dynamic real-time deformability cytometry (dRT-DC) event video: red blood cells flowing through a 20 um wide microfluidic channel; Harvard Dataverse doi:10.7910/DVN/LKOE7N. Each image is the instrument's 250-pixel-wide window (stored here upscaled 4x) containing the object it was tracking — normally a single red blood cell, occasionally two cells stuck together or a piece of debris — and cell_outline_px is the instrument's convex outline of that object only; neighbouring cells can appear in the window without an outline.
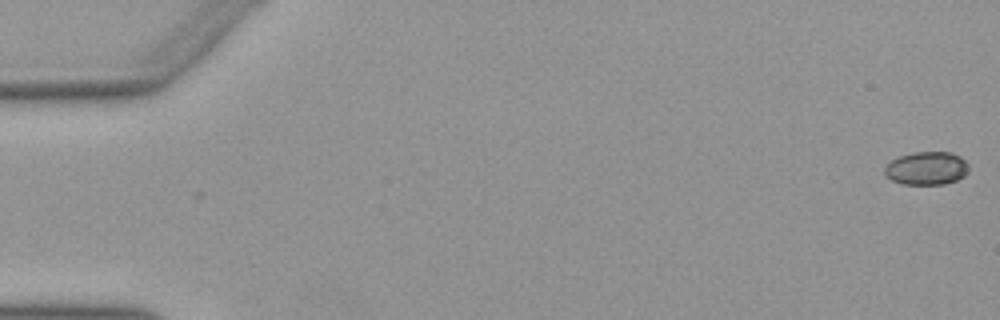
{"species": "Egyptian fruit bat (a non-hibernating species)", "species_latin": "Rousettus aegyptiacus", "temperature_condition": "warm", "stored_images_in_passage": 52, "camera_frame_rate_fps": 3000, "um_per_image_px": 0.085, "animal": {"sex": "female"}, "frame": {"image": 1, "passage_image": 1, "time_ms": 0.0, "image_size_px": [1000, 320], "cell_outline_px": [[968, 172], [964, 176], [956, 180], [944, 184], [904, 184], [892, 180], [884, 172], [884, 168], [892, 160], [900, 156], [912, 152], [952, 152], [960, 156], [968, 164]], "centroid_in_image_um": [78.79, 14.29], "position_along_channel_um": 6.2, "area_um2": 16.18}}
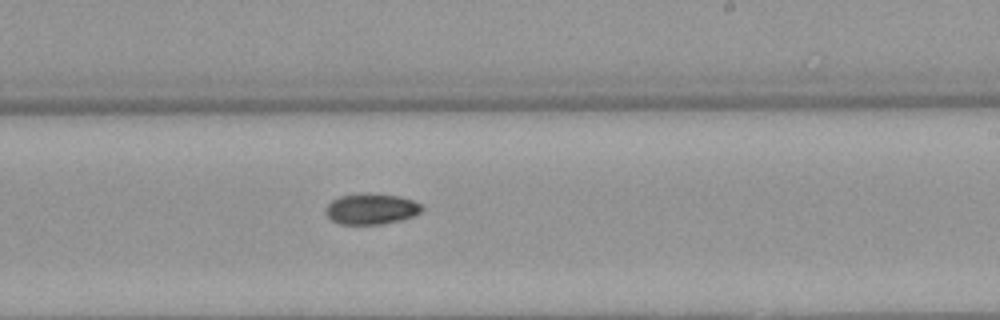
{"frame": {"image": 2, "passage_image": 32, "time_ms": 10.333, "image_size_px": [1000, 320], "cell_outline_px": [[424, 208], [420, 212], [412, 216], [400, 220], [380, 224], [340, 224], [332, 220], [328, 216], [328, 204], [332, 200], [340, 196], [396, 196], [412, 200], [420, 204]], "centroid_in_image_um": [31.58, 17.81], "position_along_channel_um": 257.4, "area_um2": 16.18}}
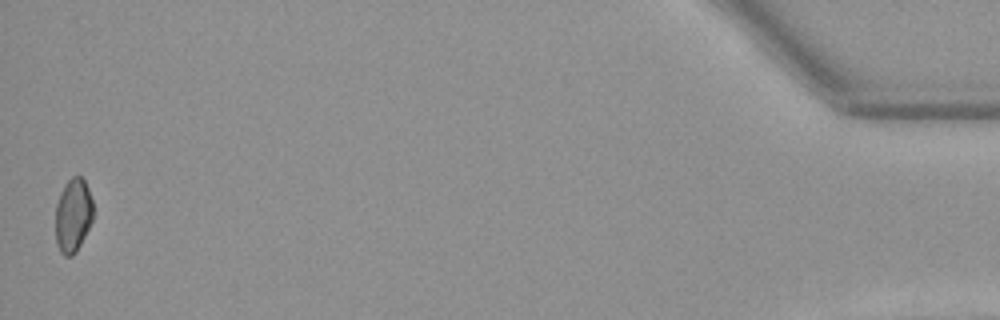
{"frame": {"image": 3, "passage_image": 52, "time_ms": 17.0, "image_size_px": [1000, 320], "cell_outline_px": [[92, 220], [76, 252], [72, 256], [64, 256], [60, 252], [56, 240], [56, 204], [60, 192], [64, 184], [72, 176], [80, 176], [84, 180], [88, 188], [92, 200]], "centroid_in_image_um": [6.19, 18.29], "position_along_channel_um": 429.0, "area_um2": 16.07}}